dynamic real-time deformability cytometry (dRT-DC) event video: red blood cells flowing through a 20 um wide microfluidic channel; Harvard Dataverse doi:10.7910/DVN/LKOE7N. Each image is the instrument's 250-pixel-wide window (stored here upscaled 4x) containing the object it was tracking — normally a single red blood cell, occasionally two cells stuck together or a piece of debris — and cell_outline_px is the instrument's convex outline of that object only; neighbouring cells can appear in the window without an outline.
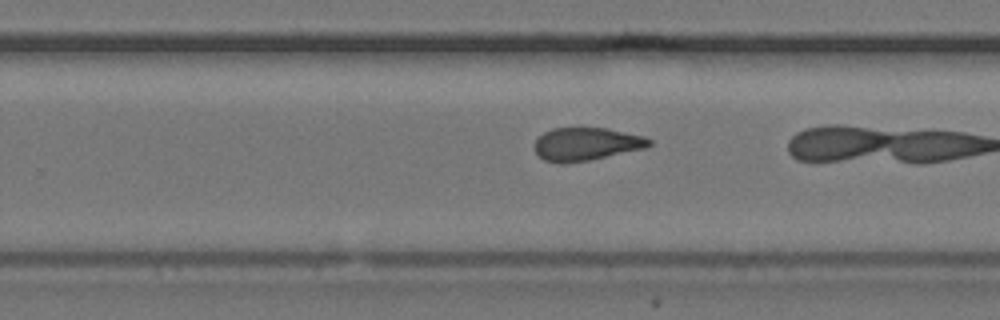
{"species": "common noctule bat (a hibernating species)", "species_latin": "Nyctalus noctula", "temperature_condition": "cold", "stored_images_in_passage": 36, "camera_frame_rate_fps": 3000, "um_per_image_px": 0.085, "animal": {"sex": "female", "body_mass_g": 24.6, "forearm_length_mm": 56.2}, "frame": {"image": 1, "passage_image": 32, "time_ms": 10.333, "image_size_px": [1000, 320], "cell_outline_px": [[652, 144], [648, 148], [588, 160], [564, 164], [560, 164], [544, 160], [536, 152], [536, 140], [544, 132], [552, 128], [608, 128], [644, 136], [652, 140]], "centroid_in_image_um": [49.88, 12.25], "position_along_channel_um": 279.9, "area_um2": 22.08}}